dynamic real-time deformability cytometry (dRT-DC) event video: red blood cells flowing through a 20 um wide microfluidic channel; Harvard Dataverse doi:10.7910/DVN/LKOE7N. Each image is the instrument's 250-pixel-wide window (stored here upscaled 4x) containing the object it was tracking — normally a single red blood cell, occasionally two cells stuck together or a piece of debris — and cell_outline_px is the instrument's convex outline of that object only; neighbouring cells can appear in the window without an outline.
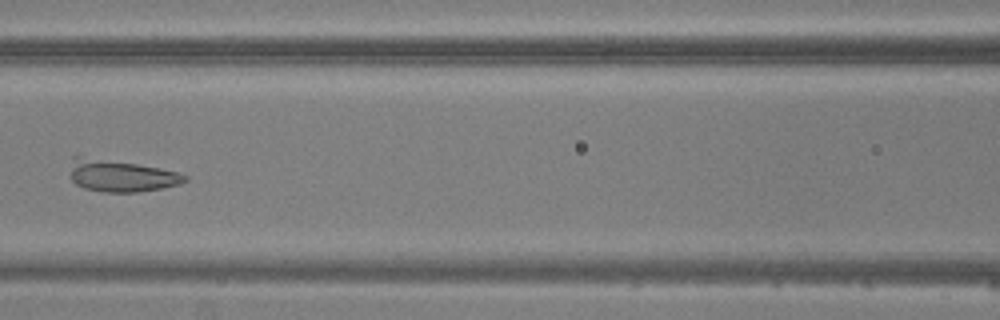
{"species": "common noctule bat (a hibernating species)", "species_latin": "Nyctalus noctula", "temperature_condition": "warm", "stored_images_in_passage": 6, "camera_frame_rate_fps": 3000, "um_per_image_px": 0.085, "animal": {"sex": "male", "body_mass_g": 20.5, "forearm_length_mm": 52.5}, "frame": {"image": 1, "passage_image": 6, "time_ms": 5.667, "image_size_px": [1000, 320], "cell_outline_px": [[188, 180], [180, 184], [160, 188], [136, 192], [104, 192], [84, 188], [76, 184], [72, 180], [72, 156], [80, 156], [136, 164], [160, 168], [176, 172], [188, 176]], "centroid_in_image_um": [10.3, 14.95], "position_along_channel_um": 156.3, "area_um2": 20.92}}